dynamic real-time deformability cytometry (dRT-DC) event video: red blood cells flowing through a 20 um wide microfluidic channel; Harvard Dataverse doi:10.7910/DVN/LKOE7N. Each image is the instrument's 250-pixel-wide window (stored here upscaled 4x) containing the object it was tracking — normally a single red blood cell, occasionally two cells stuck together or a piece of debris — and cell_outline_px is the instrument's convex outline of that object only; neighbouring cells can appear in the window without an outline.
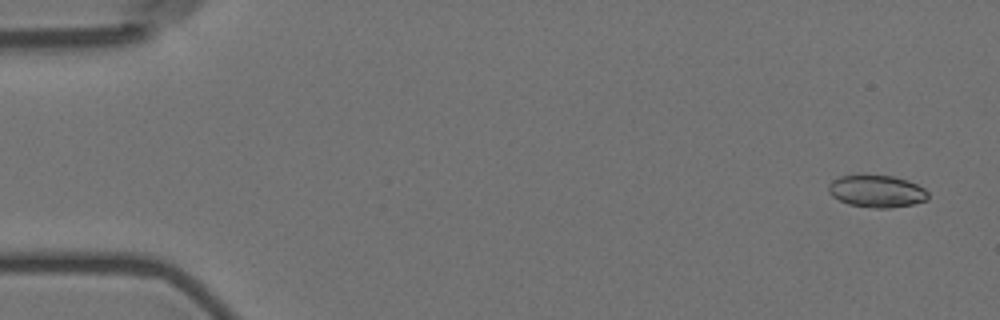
{"species": "Egyptian fruit bat (a non-hibernating species)", "species_latin": "Rousettus aegyptiacus", "temperature_condition": "room temperature", "stored_images_in_passage": 52, "camera_frame_rate_fps": 3000, "um_per_image_px": 0.085, "animal": {"sex": "female"}, "frame": {"image": 1, "passage_image": 3, "time_ms": 0.667, "image_size_px": [1000, 320], "cell_outline_px": [[928, 200], [912, 204], [888, 208], [876, 208], [848, 204], [832, 196], [828, 192], [828, 184], [832, 180], [840, 176], [892, 176], [908, 180], [924, 188], [928, 192]], "centroid_in_image_um": [74.53, 16.26], "position_along_channel_um": 10.5, "area_um2": 18.5}}
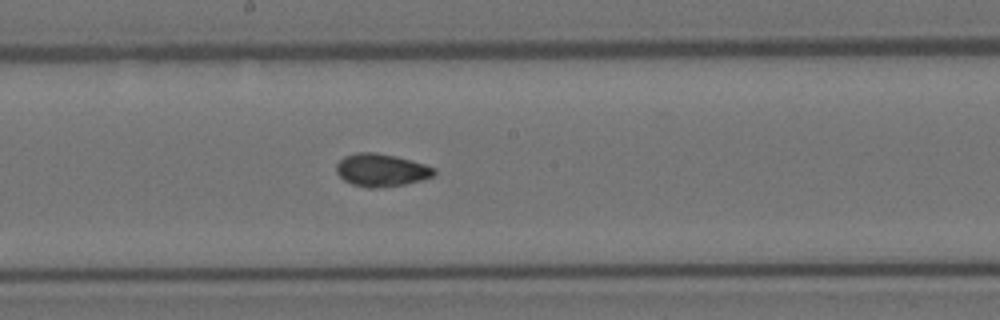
{"frame": {"image": 2, "passage_image": 31, "time_ms": 10.0, "image_size_px": [1000, 320], "cell_outline_px": [[436, 172], [432, 176], [420, 180], [404, 184], [376, 188], [368, 188], [352, 184], [344, 180], [336, 172], [336, 164], [344, 156], [356, 152], [376, 152], [396, 156], [424, 164], [436, 168]], "centroid_in_image_um": [32.38, 14.45], "position_along_channel_um": 215.8, "area_um2": 18.61}}
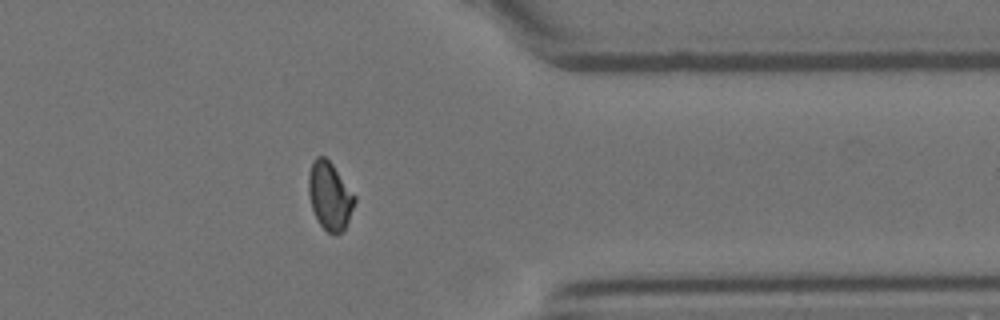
{"frame": {"image": 3, "passage_image": 46, "time_ms": 15.0, "image_size_px": [1000, 320], "cell_outline_px": [[356, 200], [348, 220], [344, 228], [336, 236], [328, 232], [320, 224], [312, 208], [308, 196], [308, 172], [312, 160], [316, 156], [324, 156], [332, 164], [356, 196]], "centroid_in_image_um": [28.01, 16.63], "position_along_channel_um": 383.4, "area_um2": 18.21}}